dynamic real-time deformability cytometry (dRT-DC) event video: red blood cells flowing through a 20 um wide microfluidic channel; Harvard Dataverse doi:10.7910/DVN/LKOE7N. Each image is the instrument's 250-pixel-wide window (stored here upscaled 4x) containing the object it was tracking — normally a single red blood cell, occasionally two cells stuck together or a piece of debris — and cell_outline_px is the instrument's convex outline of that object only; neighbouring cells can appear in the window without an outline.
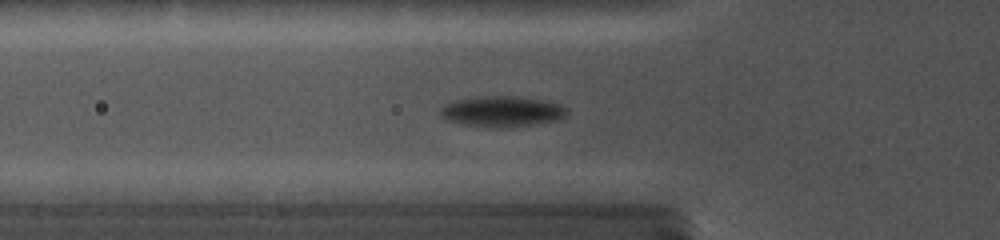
{"species": "common noctule bat (a hibernating species)", "species_latin": "Nyctalus noctula", "temperature_condition": "cold", "stored_images_in_passage": 50, "camera_frame_rate_fps": 5000, "um_per_image_px": 0.085, "animal": {"sex": "female", "body_mass_g": 19.0, "forearm_length_mm": 56.7}, "frame": {"image": 1, "passage_image": 17, "time_ms": 5.6, "image_size_px": [1000, 240], "cell_outline_px": [[568, 112], [560, 120], [536, 124], [504, 128], [492, 128], [464, 124], [444, 120], [440, 116], [440, 108], [444, 104], [456, 100], [484, 96], [504, 96], [540, 100], [556, 104], [568, 108]], "centroid_in_image_um": [42.63, 9.5], "position_along_channel_um": 83.2, "area_um2": 22.54}}
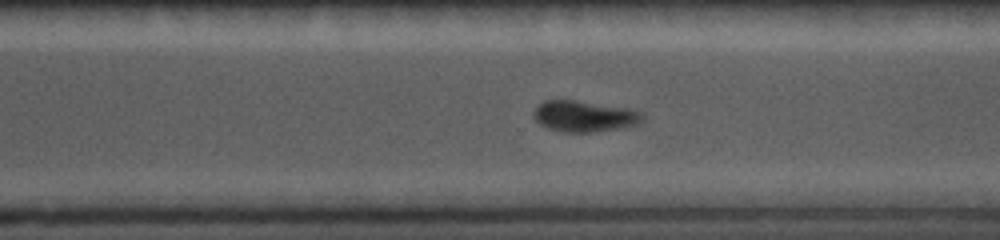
{"frame": {"image": 2, "passage_image": 34, "time_ms": 11.8, "image_size_px": [1000, 240], "cell_outline_px": [[644, 120], [640, 124], [624, 128], [592, 132], [564, 132], [548, 128], [540, 124], [532, 116], [532, 112], [544, 100], [572, 100], [632, 108], [640, 112], [644, 116]], "centroid_in_image_um": [49.71, 9.88], "position_along_channel_um": 320.9, "area_um2": 19.94}}
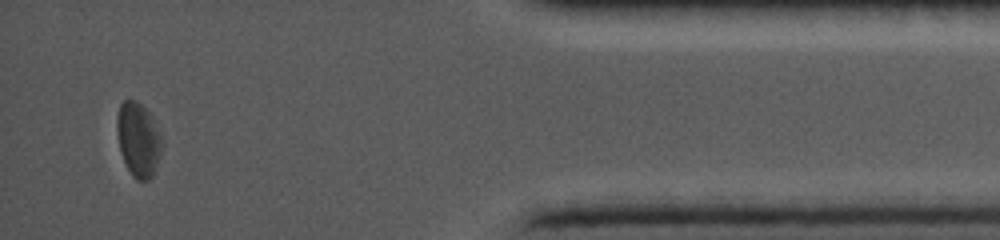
{"frame": {"image": 3, "passage_image": 47, "time_ms": 15.4, "image_size_px": [1000, 240], "cell_outline_px": [[164, 144], [152, 176], [148, 180], [136, 180], [132, 176], [120, 152], [116, 132], [116, 116], [120, 104], [124, 100], [136, 100], [148, 112], [164, 140]], "centroid_in_image_um": [11.75, 11.86], "position_along_channel_um": 423.5, "area_um2": 19.54}}